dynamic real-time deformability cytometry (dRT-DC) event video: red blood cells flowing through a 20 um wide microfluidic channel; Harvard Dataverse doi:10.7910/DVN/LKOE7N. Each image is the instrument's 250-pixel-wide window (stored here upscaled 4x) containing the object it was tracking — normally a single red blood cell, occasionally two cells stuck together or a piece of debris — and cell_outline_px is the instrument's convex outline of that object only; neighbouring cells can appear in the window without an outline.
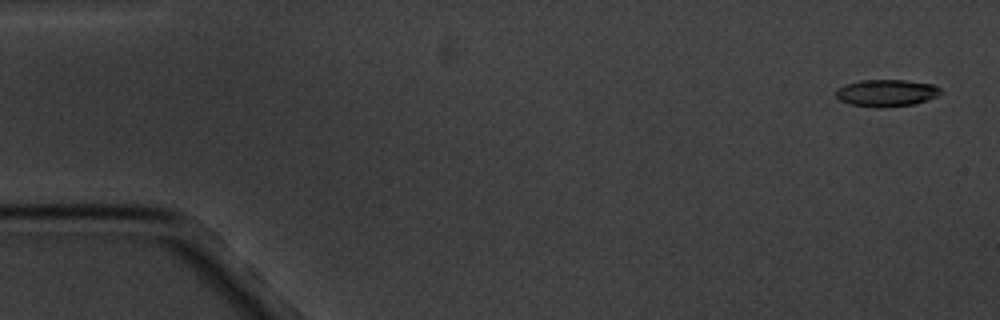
{"species": "common noctule bat (a hibernating species)", "species_latin": "Nyctalus noctula", "temperature_condition": "cold", "stored_images_in_passage": 4, "camera_frame_rate_fps": 3000, "um_per_image_px": 0.085, "animal": {"sex": "male", "body_mass_g": 20.1, "forearm_length_mm": 53.5}, "frame": {"image": 1, "passage_image": 1, "time_ms": 0.0, "image_size_px": [1000, 320], "cell_outline_px": [[944, 92], [936, 96], [912, 104], [880, 108], [876, 108], [848, 104], [840, 100], [836, 96], [836, 88], [844, 84], [860, 80], [904, 80], [932, 84], [940, 88]], "centroid_in_image_um": [75.3, 7.9], "position_along_channel_um": 9.7, "area_um2": 16.53}}
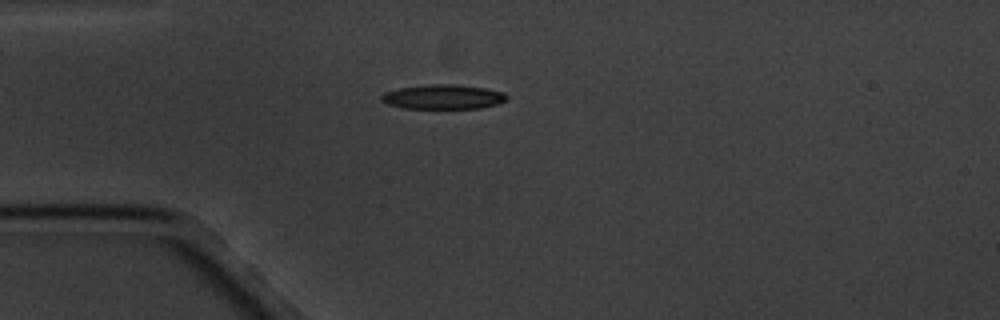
{"frame": {"image": 2, "passage_image": 4, "time_ms": 4.333, "image_size_px": [1000, 320], "cell_outline_px": [[508, 96], [504, 100], [496, 104], [480, 108], [404, 108], [388, 104], [380, 100], [380, 96], [384, 92], [400, 88], [432, 84], [452, 84], [484, 88], [504, 92]], "centroid_in_image_um": [37.64, 8.23], "position_along_channel_um": 47.4, "area_um2": 17.69}}